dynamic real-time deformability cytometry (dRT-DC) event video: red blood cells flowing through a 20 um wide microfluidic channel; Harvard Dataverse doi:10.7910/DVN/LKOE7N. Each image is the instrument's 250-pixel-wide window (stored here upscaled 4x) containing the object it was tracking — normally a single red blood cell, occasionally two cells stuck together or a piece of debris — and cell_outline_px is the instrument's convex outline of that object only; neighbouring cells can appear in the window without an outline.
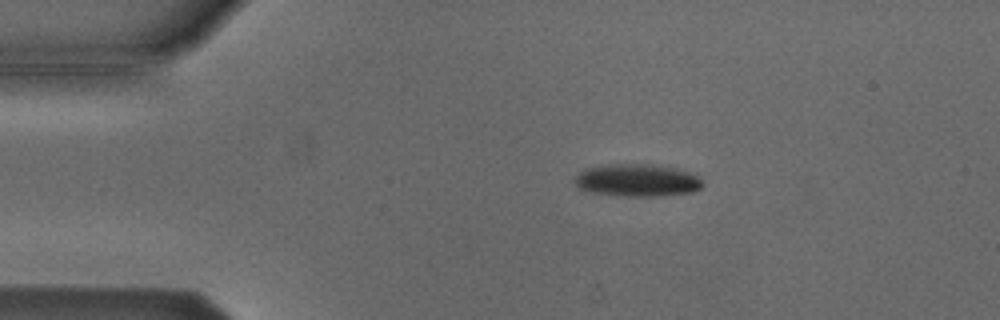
{"species": "Egyptian fruit bat (a non-hibernating species)", "species_latin": "Rousettus aegyptiacus", "temperature_condition": "cold", "stored_images_in_passage": 50, "camera_frame_rate_fps": 3000, "um_per_image_px": 0.085, "animal": {"sex": "male"}, "frame": {"image": 1, "passage_image": 7, "time_ms": 2.0, "image_size_px": [1000, 320], "cell_outline_px": [[704, 184], [700, 188], [692, 192], [660, 196], [628, 196], [592, 192], [576, 188], [576, 176], [584, 168], [612, 164], [640, 164], [676, 168], [696, 172], [700, 176]], "centroid_in_image_um": [54.22, 15.32], "position_along_channel_um": 30.8, "area_um2": 24.28}}
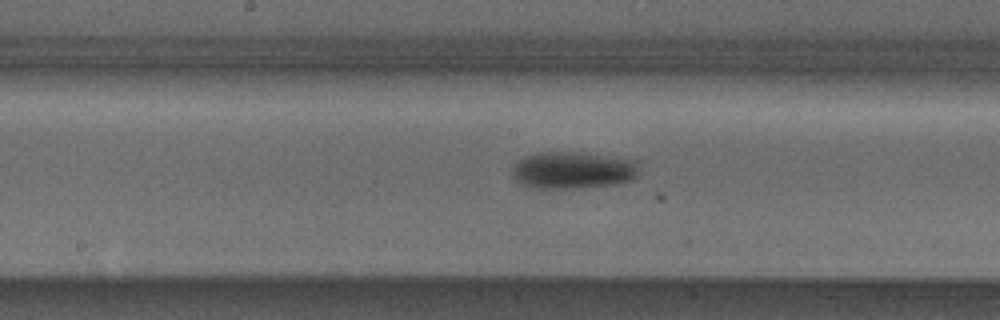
{"frame": {"image": 2, "passage_image": 24, "time_ms": 7.667, "image_size_px": [1000, 320], "cell_outline_px": [[640, 160], [636, 176], [632, 180], [616, 184], [580, 188], [532, 188], [520, 184], [512, 176], [512, 168], [520, 160], [528, 156], [540, 152], [572, 152]], "centroid_in_image_um": [48.72, 14.48], "position_along_channel_um": 199.5, "area_um2": 27.4}}
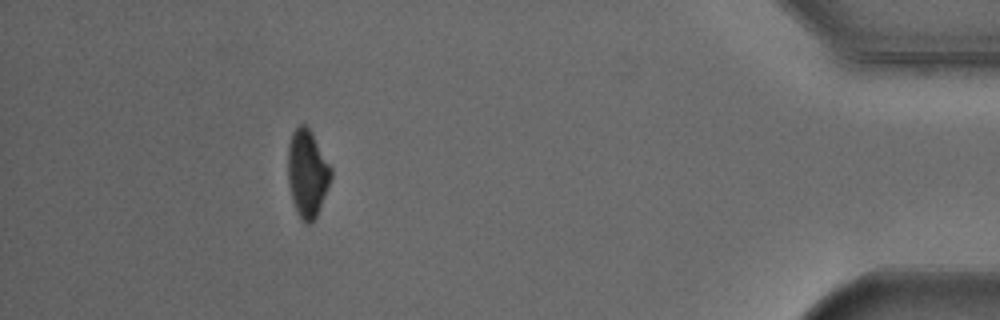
{"frame": {"image": 3, "passage_image": 45, "time_ms": 14.667, "image_size_px": [1000, 320], "cell_outline_px": [[332, 176], [316, 216], [308, 224], [300, 220], [296, 212], [292, 200], [288, 184], [288, 144], [292, 132], [300, 124], [304, 124], [312, 132], [332, 168]], "centroid_in_image_um": [26.1, 14.72], "position_along_channel_um": 409.1, "area_um2": 21.91}, "authors_computed_cell_mechanics": {"area_um2": 25.0563, "velocity_mm_per_s": 3.8358, "shape_relaxation_time_tau1_ms": 5.0802, "shape_relaxation_time_tau2_ms": null, "deformation_change_tau1": 0.138, "deformation_change_tau2": null}}